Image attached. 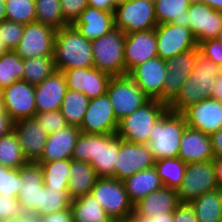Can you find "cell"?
Segmentation results:
<instances>
[{"label":"cell","mask_w":222,"mask_h":222,"mask_svg":"<svg viewBox=\"0 0 222 222\" xmlns=\"http://www.w3.org/2000/svg\"><path fill=\"white\" fill-rule=\"evenodd\" d=\"M131 222H173V213H166L158 216H146L133 208Z\"/></svg>","instance_id":"obj_50"},{"label":"cell","mask_w":222,"mask_h":222,"mask_svg":"<svg viewBox=\"0 0 222 222\" xmlns=\"http://www.w3.org/2000/svg\"><path fill=\"white\" fill-rule=\"evenodd\" d=\"M25 25L10 20L0 22V38L7 50H15L22 39Z\"/></svg>","instance_id":"obj_43"},{"label":"cell","mask_w":222,"mask_h":222,"mask_svg":"<svg viewBox=\"0 0 222 222\" xmlns=\"http://www.w3.org/2000/svg\"><path fill=\"white\" fill-rule=\"evenodd\" d=\"M214 158H222V127L211 135Z\"/></svg>","instance_id":"obj_53"},{"label":"cell","mask_w":222,"mask_h":222,"mask_svg":"<svg viewBox=\"0 0 222 222\" xmlns=\"http://www.w3.org/2000/svg\"><path fill=\"white\" fill-rule=\"evenodd\" d=\"M34 118L47 134L57 132L68 125L60 110L36 113Z\"/></svg>","instance_id":"obj_45"},{"label":"cell","mask_w":222,"mask_h":222,"mask_svg":"<svg viewBox=\"0 0 222 222\" xmlns=\"http://www.w3.org/2000/svg\"><path fill=\"white\" fill-rule=\"evenodd\" d=\"M28 161L25 159L18 137L14 130L0 137V164L11 168L19 169Z\"/></svg>","instance_id":"obj_37"},{"label":"cell","mask_w":222,"mask_h":222,"mask_svg":"<svg viewBox=\"0 0 222 222\" xmlns=\"http://www.w3.org/2000/svg\"><path fill=\"white\" fill-rule=\"evenodd\" d=\"M123 184L133 205L138 203L151 192L157 191L163 187L154 166L133 174L125 179Z\"/></svg>","instance_id":"obj_29"},{"label":"cell","mask_w":222,"mask_h":222,"mask_svg":"<svg viewBox=\"0 0 222 222\" xmlns=\"http://www.w3.org/2000/svg\"><path fill=\"white\" fill-rule=\"evenodd\" d=\"M211 98L222 102V74L215 78V85L213 87Z\"/></svg>","instance_id":"obj_57"},{"label":"cell","mask_w":222,"mask_h":222,"mask_svg":"<svg viewBox=\"0 0 222 222\" xmlns=\"http://www.w3.org/2000/svg\"><path fill=\"white\" fill-rule=\"evenodd\" d=\"M167 110L166 103L150 99L119 121L116 134L126 142L147 145L151 128Z\"/></svg>","instance_id":"obj_5"},{"label":"cell","mask_w":222,"mask_h":222,"mask_svg":"<svg viewBox=\"0 0 222 222\" xmlns=\"http://www.w3.org/2000/svg\"><path fill=\"white\" fill-rule=\"evenodd\" d=\"M12 222H43V220L38 213L24 211L21 216L12 219Z\"/></svg>","instance_id":"obj_55"},{"label":"cell","mask_w":222,"mask_h":222,"mask_svg":"<svg viewBox=\"0 0 222 222\" xmlns=\"http://www.w3.org/2000/svg\"><path fill=\"white\" fill-rule=\"evenodd\" d=\"M62 73L68 89L84 93L89 99L105 95L112 78L95 67L68 69Z\"/></svg>","instance_id":"obj_19"},{"label":"cell","mask_w":222,"mask_h":222,"mask_svg":"<svg viewBox=\"0 0 222 222\" xmlns=\"http://www.w3.org/2000/svg\"><path fill=\"white\" fill-rule=\"evenodd\" d=\"M80 133L79 127L67 125L57 132L48 134L44 151L37 163L71 159Z\"/></svg>","instance_id":"obj_27"},{"label":"cell","mask_w":222,"mask_h":222,"mask_svg":"<svg viewBox=\"0 0 222 222\" xmlns=\"http://www.w3.org/2000/svg\"><path fill=\"white\" fill-rule=\"evenodd\" d=\"M43 222H74L70 207L63 211H58L41 216Z\"/></svg>","instance_id":"obj_51"},{"label":"cell","mask_w":222,"mask_h":222,"mask_svg":"<svg viewBox=\"0 0 222 222\" xmlns=\"http://www.w3.org/2000/svg\"><path fill=\"white\" fill-rule=\"evenodd\" d=\"M98 177L90 163L72 160L69 169L68 193L75 199L91 192Z\"/></svg>","instance_id":"obj_30"},{"label":"cell","mask_w":222,"mask_h":222,"mask_svg":"<svg viewBox=\"0 0 222 222\" xmlns=\"http://www.w3.org/2000/svg\"><path fill=\"white\" fill-rule=\"evenodd\" d=\"M200 54L222 68V42L217 38L207 39L198 44Z\"/></svg>","instance_id":"obj_46"},{"label":"cell","mask_w":222,"mask_h":222,"mask_svg":"<svg viewBox=\"0 0 222 222\" xmlns=\"http://www.w3.org/2000/svg\"><path fill=\"white\" fill-rule=\"evenodd\" d=\"M115 28L125 34L134 31L155 29L158 25L155 17L154 2L149 0H129L114 11Z\"/></svg>","instance_id":"obj_9"},{"label":"cell","mask_w":222,"mask_h":222,"mask_svg":"<svg viewBox=\"0 0 222 222\" xmlns=\"http://www.w3.org/2000/svg\"><path fill=\"white\" fill-rule=\"evenodd\" d=\"M117 121L107 94L89 100L87 110L79 129L88 134H116Z\"/></svg>","instance_id":"obj_14"},{"label":"cell","mask_w":222,"mask_h":222,"mask_svg":"<svg viewBox=\"0 0 222 222\" xmlns=\"http://www.w3.org/2000/svg\"><path fill=\"white\" fill-rule=\"evenodd\" d=\"M21 186L20 168L11 169L1 166L0 195L18 198Z\"/></svg>","instance_id":"obj_44"},{"label":"cell","mask_w":222,"mask_h":222,"mask_svg":"<svg viewBox=\"0 0 222 222\" xmlns=\"http://www.w3.org/2000/svg\"><path fill=\"white\" fill-rule=\"evenodd\" d=\"M21 186L18 202L24 211L39 213L41 211L43 170L37 162H27L20 167Z\"/></svg>","instance_id":"obj_22"},{"label":"cell","mask_w":222,"mask_h":222,"mask_svg":"<svg viewBox=\"0 0 222 222\" xmlns=\"http://www.w3.org/2000/svg\"><path fill=\"white\" fill-rule=\"evenodd\" d=\"M173 222H199V221L190 204L181 203L173 212Z\"/></svg>","instance_id":"obj_49"},{"label":"cell","mask_w":222,"mask_h":222,"mask_svg":"<svg viewBox=\"0 0 222 222\" xmlns=\"http://www.w3.org/2000/svg\"><path fill=\"white\" fill-rule=\"evenodd\" d=\"M117 222H131L130 220H127V221H117Z\"/></svg>","instance_id":"obj_65"},{"label":"cell","mask_w":222,"mask_h":222,"mask_svg":"<svg viewBox=\"0 0 222 222\" xmlns=\"http://www.w3.org/2000/svg\"><path fill=\"white\" fill-rule=\"evenodd\" d=\"M180 204L177 190L162 187L148 194L134 208L146 216H158L173 213Z\"/></svg>","instance_id":"obj_28"},{"label":"cell","mask_w":222,"mask_h":222,"mask_svg":"<svg viewBox=\"0 0 222 222\" xmlns=\"http://www.w3.org/2000/svg\"><path fill=\"white\" fill-rule=\"evenodd\" d=\"M1 166H2V165L0 164V180H1Z\"/></svg>","instance_id":"obj_64"},{"label":"cell","mask_w":222,"mask_h":222,"mask_svg":"<svg viewBox=\"0 0 222 222\" xmlns=\"http://www.w3.org/2000/svg\"><path fill=\"white\" fill-rule=\"evenodd\" d=\"M189 204L199 222L222 221V190L216 189L206 192Z\"/></svg>","instance_id":"obj_33"},{"label":"cell","mask_w":222,"mask_h":222,"mask_svg":"<svg viewBox=\"0 0 222 222\" xmlns=\"http://www.w3.org/2000/svg\"><path fill=\"white\" fill-rule=\"evenodd\" d=\"M67 90L64 74L56 70L35 86L36 113L60 110Z\"/></svg>","instance_id":"obj_24"},{"label":"cell","mask_w":222,"mask_h":222,"mask_svg":"<svg viewBox=\"0 0 222 222\" xmlns=\"http://www.w3.org/2000/svg\"><path fill=\"white\" fill-rule=\"evenodd\" d=\"M157 55L167 60L180 53L197 48L195 37L189 28L173 23L158 24L155 27Z\"/></svg>","instance_id":"obj_13"},{"label":"cell","mask_w":222,"mask_h":222,"mask_svg":"<svg viewBox=\"0 0 222 222\" xmlns=\"http://www.w3.org/2000/svg\"><path fill=\"white\" fill-rule=\"evenodd\" d=\"M0 222H12V219L10 218L1 219Z\"/></svg>","instance_id":"obj_63"},{"label":"cell","mask_w":222,"mask_h":222,"mask_svg":"<svg viewBox=\"0 0 222 222\" xmlns=\"http://www.w3.org/2000/svg\"><path fill=\"white\" fill-rule=\"evenodd\" d=\"M222 74V68L199 54L194 71L182 85L180 92L168 104V109L182 113L189 106L211 97L215 78Z\"/></svg>","instance_id":"obj_2"},{"label":"cell","mask_w":222,"mask_h":222,"mask_svg":"<svg viewBox=\"0 0 222 222\" xmlns=\"http://www.w3.org/2000/svg\"><path fill=\"white\" fill-rule=\"evenodd\" d=\"M63 18L72 25L88 6L87 0H60Z\"/></svg>","instance_id":"obj_47"},{"label":"cell","mask_w":222,"mask_h":222,"mask_svg":"<svg viewBox=\"0 0 222 222\" xmlns=\"http://www.w3.org/2000/svg\"><path fill=\"white\" fill-rule=\"evenodd\" d=\"M90 193L113 222L130 220L134 205L128 197L123 181L116 178H98Z\"/></svg>","instance_id":"obj_7"},{"label":"cell","mask_w":222,"mask_h":222,"mask_svg":"<svg viewBox=\"0 0 222 222\" xmlns=\"http://www.w3.org/2000/svg\"><path fill=\"white\" fill-rule=\"evenodd\" d=\"M124 44L125 33L117 28L92 41L94 67L112 77L126 75Z\"/></svg>","instance_id":"obj_6"},{"label":"cell","mask_w":222,"mask_h":222,"mask_svg":"<svg viewBox=\"0 0 222 222\" xmlns=\"http://www.w3.org/2000/svg\"><path fill=\"white\" fill-rule=\"evenodd\" d=\"M186 127L185 117L169 109L157 120L151 128L147 143L155 161L178 157L180 141Z\"/></svg>","instance_id":"obj_4"},{"label":"cell","mask_w":222,"mask_h":222,"mask_svg":"<svg viewBox=\"0 0 222 222\" xmlns=\"http://www.w3.org/2000/svg\"><path fill=\"white\" fill-rule=\"evenodd\" d=\"M181 114L188 127L210 136L222 127V102L211 97L189 106Z\"/></svg>","instance_id":"obj_18"},{"label":"cell","mask_w":222,"mask_h":222,"mask_svg":"<svg viewBox=\"0 0 222 222\" xmlns=\"http://www.w3.org/2000/svg\"><path fill=\"white\" fill-rule=\"evenodd\" d=\"M127 1L129 0H113V12L115 11V9L119 6H122L123 4H125Z\"/></svg>","instance_id":"obj_60"},{"label":"cell","mask_w":222,"mask_h":222,"mask_svg":"<svg viewBox=\"0 0 222 222\" xmlns=\"http://www.w3.org/2000/svg\"><path fill=\"white\" fill-rule=\"evenodd\" d=\"M56 71L53 56H38L24 59V74L22 81L31 85L42 83Z\"/></svg>","instance_id":"obj_36"},{"label":"cell","mask_w":222,"mask_h":222,"mask_svg":"<svg viewBox=\"0 0 222 222\" xmlns=\"http://www.w3.org/2000/svg\"><path fill=\"white\" fill-rule=\"evenodd\" d=\"M0 105L13 122L34 118L35 86L22 80L14 82L0 91Z\"/></svg>","instance_id":"obj_11"},{"label":"cell","mask_w":222,"mask_h":222,"mask_svg":"<svg viewBox=\"0 0 222 222\" xmlns=\"http://www.w3.org/2000/svg\"><path fill=\"white\" fill-rule=\"evenodd\" d=\"M23 74L24 60L15 50H7L0 56V91L22 80Z\"/></svg>","instance_id":"obj_38"},{"label":"cell","mask_w":222,"mask_h":222,"mask_svg":"<svg viewBox=\"0 0 222 222\" xmlns=\"http://www.w3.org/2000/svg\"><path fill=\"white\" fill-rule=\"evenodd\" d=\"M89 98L81 92L68 89L60 111L68 125L80 127L88 107Z\"/></svg>","instance_id":"obj_35"},{"label":"cell","mask_w":222,"mask_h":222,"mask_svg":"<svg viewBox=\"0 0 222 222\" xmlns=\"http://www.w3.org/2000/svg\"><path fill=\"white\" fill-rule=\"evenodd\" d=\"M118 151L117 134L80 133L71 159L90 163L98 178H115Z\"/></svg>","instance_id":"obj_1"},{"label":"cell","mask_w":222,"mask_h":222,"mask_svg":"<svg viewBox=\"0 0 222 222\" xmlns=\"http://www.w3.org/2000/svg\"><path fill=\"white\" fill-rule=\"evenodd\" d=\"M218 189L213 160L187 164L182 184L177 189L180 203H190L206 192Z\"/></svg>","instance_id":"obj_10"},{"label":"cell","mask_w":222,"mask_h":222,"mask_svg":"<svg viewBox=\"0 0 222 222\" xmlns=\"http://www.w3.org/2000/svg\"><path fill=\"white\" fill-rule=\"evenodd\" d=\"M200 2L208 5L213 10L222 12V0H200Z\"/></svg>","instance_id":"obj_58"},{"label":"cell","mask_w":222,"mask_h":222,"mask_svg":"<svg viewBox=\"0 0 222 222\" xmlns=\"http://www.w3.org/2000/svg\"><path fill=\"white\" fill-rule=\"evenodd\" d=\"M68 189L48 188L42 185L41 211L38 213L44 216L50 213L68 209L71 204Z\"/></svg>","instance_id":"obj_41"},{"label":"cell","mask_w":222,"mask_h":222,"mask_svg":"<svg viewBox=\"0 0 222 222\" xmlns=\"http://www.w3.org/2000/svg\"><path fill=\"white\" fill-rule=\"evenodd\" d=\"M35 0H5L6 20L22 24L36 21Z\"/></svg>","instance_id":"obj_42"},{"label":"cell","mask_w":222,"mask_h":222,"mask_svg":"<svg viewBox=\"0 0 222 222\" xmlns=\"http://www.w3.org/2000/svg\"><path fill=\"white\" fill-rule=\"evenodd\" d=\"M186 166L187 163L178 157L159 159L154 164L163 187L174 190L182 184Z\"/></svg>","instance_id":"obj_34"},{"label":"cell","mask_w":222,"mask_h":222,"mask_svg":"<svg viewBox=\"0 0 222 222\" xmlns=\"http://www.w3.org/2000/svg\"><path fill=\"white\" fill-rule=\"evenodd\" d=\"M56 30L39 22L25 24L24 33L15 52L21 59L53 56Z\"/></svg>","instance_id":"obj_12"},{"label":"cell","mask_w":222,"mask_h":222,"mask_svg":"<svg viewBox=\"0 0 222 222\" xmlns=\"http://www.w3.org/2000/svg\"><path fill=\"white\" fill-rule=\"evenodd\" d=\"M217 39L222 42V28L220 29Z\"/></svg>","instance_id":"obj_62"},{"label":"cell","mask_w":222,"mask_h":222,"mask_svg":"<svg viewBox=\"0 0 222 222\" xmlns=\"http://www.w3.org/2000/svg\"><path fill=\"white\" fill-rule=\"evenodd\" d=\"M87 4L93 8L113 12V0H87Z\"/></svg>","instance_id":"obj_54"},{"label":"cell","mask_w":222,"mask_h":222,"mask_svg":"<svg viewBox=\"0 0 222 222\" xmlns=\"http://www.w3.org/2000/svg\"><path fill=\"white\" fill-rule=\"evenodd\" d=\"M53 60L57 71L94 67L92 42L73 25L56 30Z\"/></svg>","instance_id":"obj_3"},{"label":"cell","mask_w":222,"mask_h":222,"mask_svg":"<svg viewBox=\"0 0 222 222\" xmlns=\"http://www.w3.org/2000/svg\"><path fill=\"white\" fill-rule=\"evenodd\" d=\"M13 130L25 159L28 162H37L44 151L48 134L42 130L35 118L14 122Z\"/></svg>","instance_id":"obj_23"},{"label":"cell","mask_w":222,"mask_h":222,"mask_svg":"<svg viewBox=\"0 0 222 222\" xmlns=\"http://www.w3.org/2000/svg\"><path fill=\"white\" fill-rule=\"evenodd\" d=\"M157 55L155 29L125 34L124 60L126 75L137 65Z\"/></svg>","instance_id":"obj_21"},{"label":"cell","mask_w":222,"mask_h":222,"mask_svg":"<svg viewBox=\"0 0 222 222\" xmlns=\"http://www.w3.org/2000/svg\"><path fill=\"white\" fill-rule=\"evenodd\" d=\"M106 94L118 122L150 100L128 75L112 77Z\"/></svg>","instance_id":"obj_8"},{"label":"cell","mask_w":222,"mask_h":222,"mask_svg":"<svg viewBox=\"0 0 222 222\" xmlns=\"http://www.w3.org/2000/svg\"><path fill=\"white\" fill-rule=\"evenodd\" d=\"M191 2V0H156L154 9L157 23H173L189 28L187 18Z\"/></svg>","instance_id":"obj_32"},{"label":"cell","mask_w":222,"mask_h":222,"mask_svg":"<svg viewBox=\"0 0 222 222\" xmlns=\"http://www.w3.org/2000/svg\"><path fill=\"white\" fill-rule=\"evenodd\" d=\"M167 72L165 60L156 56L134 67L128 76L150 99L163 102Z\"/></svg>","instance_id":"obj_16"},{"label":"cell","mask_w":222,"mask_h":222,"mask_svg":"<svg viewBox=\"0 0 222 222\" xmlns=\"http://www.w3.org/2000/svg\"><path fill=\"white\" fill-rule=\"evenodd\" d=\"M6 51H7V49H6V47L4 46L3 41H2L1 38H0V56H1L4 52H6Z\"/></svg>","instance_id":"obj_61"},{"label":"cell","mask_w":222,"mask_h":222,"mask_svg":"<svg viewBox=\"0 0 222 222\" xmlns=\"http://www.w3.org/2000/svg\"><path fill=\"white\" fill-rule=\"evenodd\" d=\"M200 54L199 47L165 60L167 75L163 90V102L167 105L177 96L188 76L194 71Z\"/></svg>","instance_id":"obj_17"},{"label":"cell","mask_w":222,"mask_h":222,"mask_svg":"<svg viewBox=\"0 0 222 222\" xmlns=\"http://www.w3.org/2000/svg\"><path fill=\"white\" fill-rule=\"evenodd\" d=\"M14 122L0 105V137L13 130Z\"/></svg>","instance_id":"obj_52"},{"label":"cell","mask_w":222,"mask_h":222,"mask_svg":"<svg viewBox=\"0 0 222 222\" xmlns=\"http://www.w3.org/2000/svg\"><path fill=\"white\" fill-rule=\"evenodd\" d=\"M6 20L5 0H0V22Z\"/></svg>","instance_id":"obj_59"},{"label":"cell","mask_w":222,"mask_h":222,"mask_svg":"<svg viewBox=\"0 0 222 222\" xmlns=\"http://www.w3.org/2000/svg\"><path fill=\"white\" fill-rule=\"evenodd\" d=\"M24 210L18 202V198L14 196L0 195V220L1 219H14L21 216Z\"/></svg>","instance_id":"obj_48"},{"label":"cell","mask_w":222,"mask_h":222,"mask_svg":"<svg viewBox=\"0 0 222 222\" xmlns=\"http://www.w3.org/2000/svg\"><path fill=\"white\" fill-rule=\"evenodd\" d=\"M178 158L187 164L213 160L211 136L187 126L180 141Z\"/></svg>","instance_id":"obj_25"},{"label":"cell","mask_w":222,"mask_h":222,"mask_svg":"<svg viewBox=\"0 0 222 222\" xmlns=\"http://www.w3.org/2000/svg\"><path fill=\"white\" fill-rule=\"evenodd\" d=\"M36 22L59 30L70 25L64 18L60 0H35Z\"/></svg>","instance_id":"obj_40"},{"label":"cell","mask_w":222,"mask_h":222,"mask_svg":"<svg viewBox=\"0 0 222 222\" xmlns=\"http://www.w3.org/2000/svg\"><path fill=\"white\" fill-rule=\"evenodd\" d=\"M155 159L147 145L130 143L119 138L115 178L124 181L133 174L153 167Z\"/></svg>","instance_id":"obj_15"},{"label":"cell","mask_w":222,"mask_h":222,"mask_svg":"<svg viewBox=\"0 0 222 222\" xmlns=\"http://www.w3.org/2000/svg\"><path fill=\"white\" fill-rule=\"evenodd\" d=\"M189 29L199 44L207 39L217 38L222 28V12L208 5L193 1L188 8Z\"/></svg>","instance_id":"obj_20"},{"label":"cell","mask_w":222,"mask_h":222,"mask_svg":"<svg viewBox=\"0 0 222 222\" xmlns=\"http://www.w3.org/2000/svg\"><path fill=\"white\" fill-rule=\"evenodd\" d=\"M213 164L215 168V176L218 189L222 190V158H214Z\"/></svg>","instance_id":"obj_56"},{"label":"cell","mask_w":222,"mask_h":222,"mask_svg":"<svg viewBox=\"0 0 222 222\" xmlns=\"http://www.w3.org/2000/svg\"><path fill=\"white\" fill-rule=\"evenodd\" d=\"M70 163L71 159L39 163L43 170L45 187L68 189Z\"/></svg>","instance_id":"obj_39"},{"label":"cell","mask_w":222,"mask_h":222,"mask_svg":"<svg viewBox=\"0 0 222 222\" xmlns=\"http://www.w3.org/2000/svg\"><path fill=\"white\" fill-rule=\"evenodd\" d=\"M72 25L92 42L115 28L114 12L87 6Z\"/></svg>","instance_id":"obj_26"},{"label":"cell","mask_w":222,"mask_h":222,"mask_svg":"<svg viewBox=\"0 0 222 222\" xmlns=\"http://www.w3.org/2000/svg\"><path fill=\"white\" fill-rule=\"evenodd\" d=\"M70 209L74 222H113L91 193L72 199Z\"/></svg>","instance_id":"obj_31"}]
</instances>
